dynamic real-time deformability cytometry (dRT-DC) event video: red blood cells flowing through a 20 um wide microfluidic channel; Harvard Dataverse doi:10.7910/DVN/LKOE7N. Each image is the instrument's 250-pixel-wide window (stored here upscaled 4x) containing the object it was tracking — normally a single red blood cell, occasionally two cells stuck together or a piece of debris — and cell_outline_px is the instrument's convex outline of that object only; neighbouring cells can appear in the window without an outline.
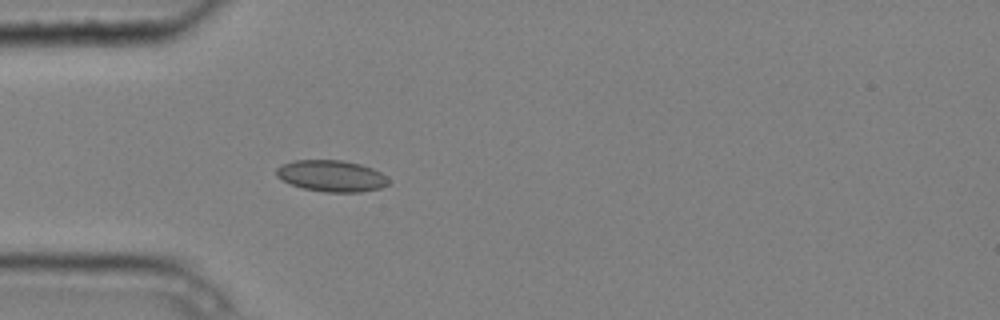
{"species": "common noctule bat (a hibernating species)", "species_latin": "Nyctalus noctula", "temperature_condition": "cold", "stored_images_in_passage": 4, "camera_frame_rate_fps": 3000, "um_per_image_px": 0.085, "animal": {"sex": "male", "body_mass_g": 20.4}, "frame": {"image": 1, "passage_image": 4, "time_ms": 1.0, "image_size_px": [1000, 320], "cell_outline_px": [[388, 184], [380, 188], [360, 192], [324, 192], [304, 188], [292, 184], [276, 176], [276, 168], [280, 164], [292, 160], [344, 160], [360, 164], [372, 168], [388, 176]], "centroid_in_image_um": [28.17, 14.94], "position_along_channel_um": 56.8, "area_um2": 20.58}}